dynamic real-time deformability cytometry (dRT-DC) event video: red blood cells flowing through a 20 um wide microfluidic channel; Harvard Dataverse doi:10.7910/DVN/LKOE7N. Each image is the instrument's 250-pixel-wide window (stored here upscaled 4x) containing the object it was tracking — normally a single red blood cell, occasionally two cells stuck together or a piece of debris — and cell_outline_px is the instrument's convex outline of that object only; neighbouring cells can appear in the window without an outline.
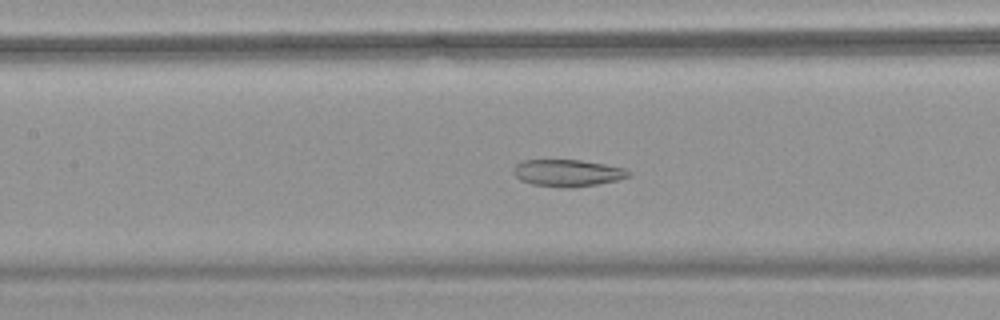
{"species": "common noctule bat (a hibernating species)", "species_latin": "Nyctalus noctula", "temperature_condition": "warm", "stored_images_in_passage": 54, "camera_frame_rate_fps": 3000, "um_per_image_px": 0.085, "animal": {"sex": "female", "body_mass_g": 18.4}, "frame": {"image": 1, "passage_image": 26, "time_ms": 8.333, "image_size_px": [1000, 320], "cell_outline_px": [[632, 176], [616, 180], [596, 184], [572, 188], [568, 188], [532, 184], [520, 180], [512, 172], [512, 168], [520, 160], [580, 160], [604, 164], [624, 168], [632, 172]], "centroid_in_image_um": [48.23, 14.7], "position_along_channel_um": 159.2, "area_um2": 18.15}}
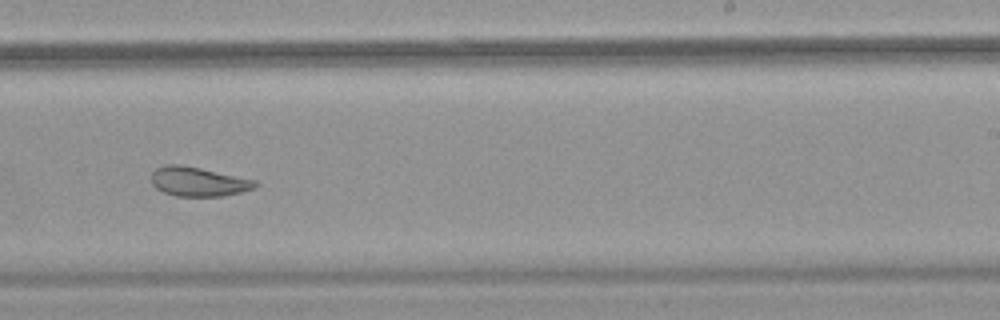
{"frame": {"image": 2, "passage_image": 35, "time_ms": 11.333, "image_size_px": [1000, 320], "cell_outline_px": [[260, 184], [256, 188], [224, 196], [176, 196], [164, 192], [156, 188], [152, 184], [152, 172], [156, 168], [164, 164], [180, 164], [200, 168], [256, 180]], "centroid_in_image_um": [16.87, 15.43], "position_along_channel_um": 272.1, "area_um2": 17.8}}
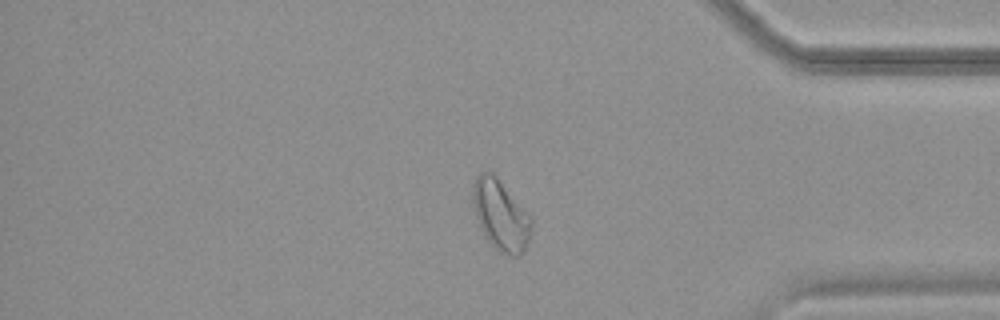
{"frame": {"image": 3, "passage_image": 46, "time_ms": 15.0, "image_size_px": [1000, 320], "cell_outline_px": [[532, 224], [528, 240], [524, 252], [516, 256], [512, 256], [496, 248], [484, 236], [476, 216], [472, 204], [472, 184], [476, 176], [480, 172], [488, 168], [496, 176], [532, 216]], "centroid_in_image_um": [42.54, 18.22], "position_along_channel_um": 392.7, "area_um2": 24.16}, "authors_computed_cell_mechanics": {"area_um2": 24.3338, "velocity_mm_per_s": 3.7892, "shape_relaxation_time_tau1_ms": null, "shape_relaxation_time_tau2_ms": 2.1195, "deformation_change_tau1": null, "deformation_change_tau2": 0.0895}}